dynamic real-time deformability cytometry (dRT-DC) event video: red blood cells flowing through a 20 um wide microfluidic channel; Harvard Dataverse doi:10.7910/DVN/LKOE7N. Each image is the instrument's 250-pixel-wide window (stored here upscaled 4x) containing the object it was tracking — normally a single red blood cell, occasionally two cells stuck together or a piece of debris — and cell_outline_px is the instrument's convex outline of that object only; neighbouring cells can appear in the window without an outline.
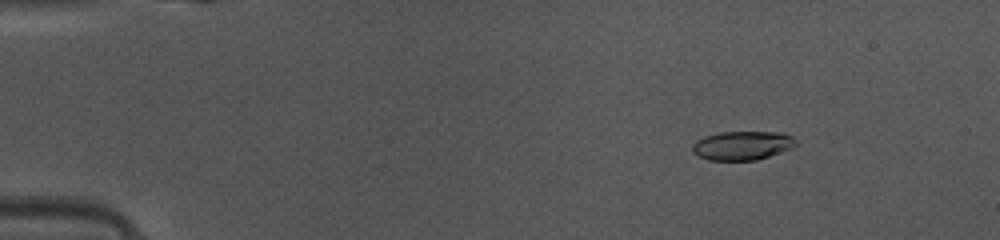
{"species": "common noctule bat (a hibernating species)", "species_latin": "Nyctalus noctula", "temperature_condition": "warm", "stored_images_in_passage": 49, "camera_frame_rate_fps": 3000, "um_per_image_px": 0.085, "animal": {"sex": "female", "body_mass_g": 10.0, "forearm_length_mm": 53.1}, "frame": {"image": 1, "passage_image": 7, "time_ms": 2.0, "image_size_px": [1000, 240], "cell_outline_px": [[796, 144], [792, 148], [756, 160], [708, 160], [692, 152], [692, 144], [696, 140], [704, 136], [720, 132], [784, 132], [792, 136], [796, 140]], "centroid_in_image_um": [63.09, 12.36], "position_along_channel_um": 21.9, "area_um2": 17.46}}
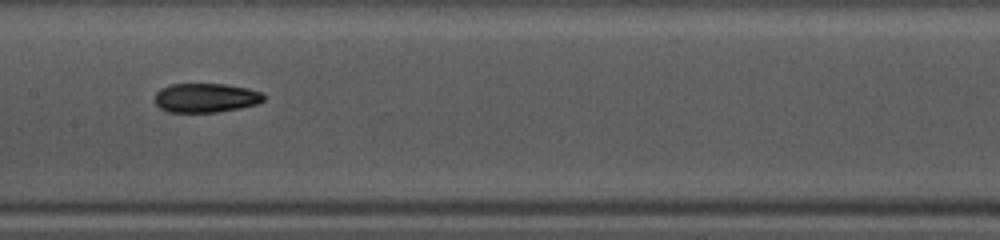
{"frame": {"image": 2, "passage_image": 25, "time_ms": 8.0, "image_size_px": [1000, 240], "cell_outline_px": [[264, 100], [256, 104], [240, 108], [216, 112], [168, 112], [160, 108], [156, 104], [156, 92], [160, 88], [172, 84], [224, 84], [248, 88], [264, 92]], "centroid_in_image_um": [17.51, 8.31], "position_along_channel_um": 189.9, "area_um2": 18.55}}
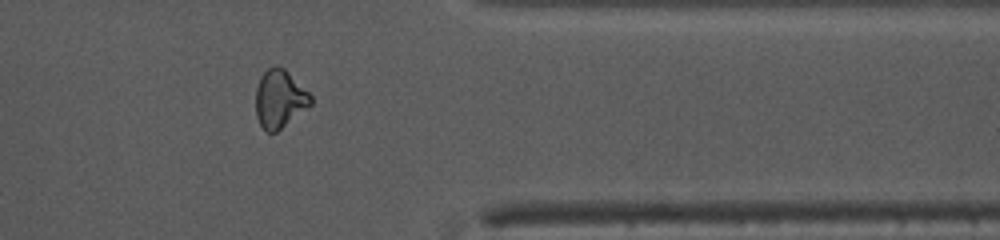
{"frame": {"image": 3, "passage_image": 40, "time_ms": 13.0, "image_size_px": [1000, 240], "cell_outline_px": [[312, 104], [276, 132], [264, 132], [256, 116], [256, 88], [260, 76], [268, 68], [276, 64], [284, 68], [312, 96]], "centroid_in_image_um": [23.75, 8.4], "position_along_channel_um": 387.7, "area_um2": 18.55}, "authors_computed_cell_mechanics": {"area_um2": 18.3226, "velocity_mm_per_s": 4.1452, "shape_relaxation_time_tau1_ms": 4.2069, "shape_relaxation_time_tau2_ms": 2.6741, "deformation_change_tau1": 0.1615, "deformation_change_tau2": 0.0972}}